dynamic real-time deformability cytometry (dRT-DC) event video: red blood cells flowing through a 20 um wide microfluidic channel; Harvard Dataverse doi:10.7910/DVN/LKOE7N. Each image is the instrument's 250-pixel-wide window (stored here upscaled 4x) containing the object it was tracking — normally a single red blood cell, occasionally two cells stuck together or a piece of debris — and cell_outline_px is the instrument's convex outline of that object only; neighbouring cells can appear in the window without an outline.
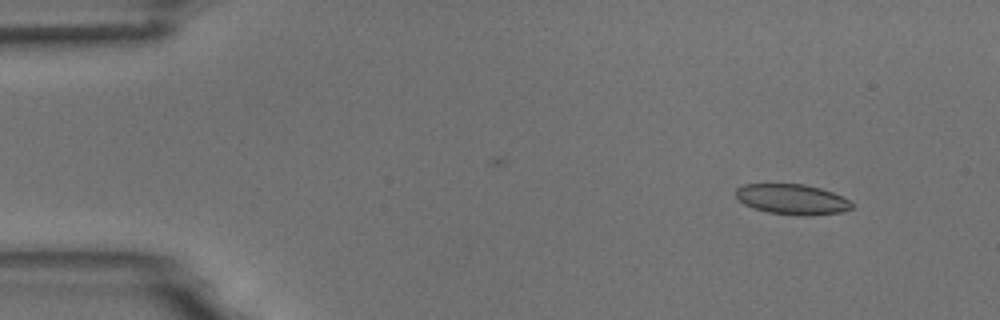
{"species": "common noctule bat (a hibernating species)", "species_latin": "Nyctalus noctula", "temperature_condition": "room temperature", "stored_images_in_passage": 43, "camera_frame_rate_fps": 3000, "um_per_image_px": 0.085, "animal": {"sex": "male", "body_mass_g": 18.8}, "frame": {"image": 1, "passage_image": 5, "time_ms": 1.333, "image_size_px": [1000, 320], "cell_outline_px": [[852, 208], [840, 212], [804, 216], [768, 212], [744, 204], [736, 200], [736, 188], [744, 184], [804, 184], [820, 188], [832, 192], [848, 200], [852, 204]], "centroid_in_image_um": [67.29, 16.93], "position_along_channel_um": 17.7, "area_um2": 20.29}}
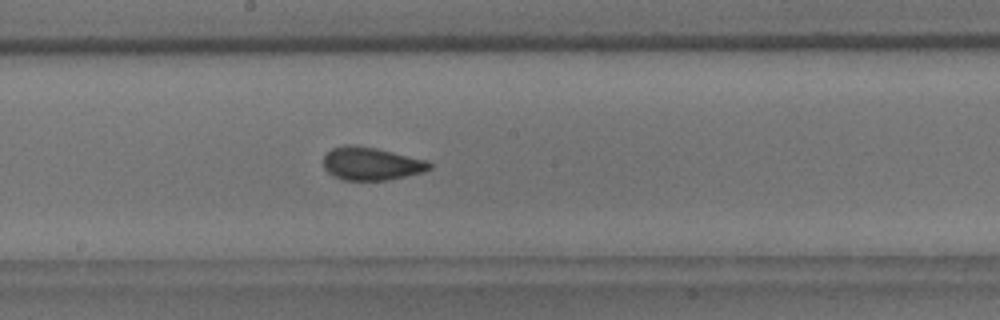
{"frame": {"image": 2, "passage_image": 29, "time_ms": 9.333, "image_size_px": [1000, 320], "cell_outline_px": [[432, 168], [424, 172], [388, 180], [344, 180], [332, 176], [324, 168], [324, 156], [332, 148], [344, 144], [352, 144], [376, 148], [428, 160], [432, 164]], "centroid_in_image_um": [31.57, 13.91], "position_along_channel_um": 216.6, "area_um2": 20.58}}
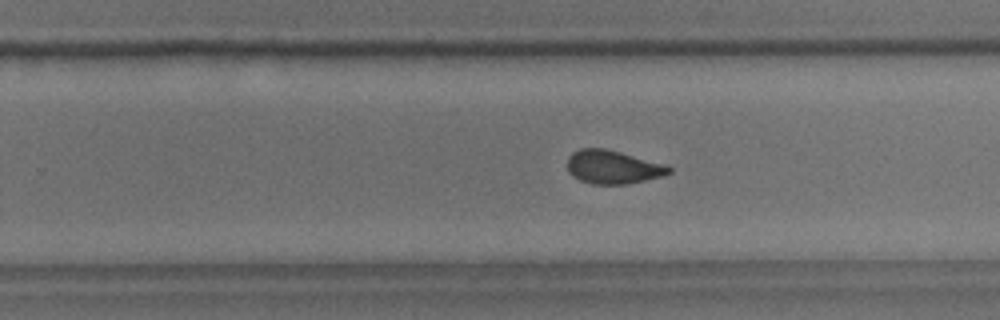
{"frame": {"image": 3, "passage_image": 34, "time_ms": 11.0, "image_size_px": [1000, 320], "cell_outline_px": [[672, 172], [660, 176], [628, 184], [592, 184], [580, 180], [572, 176], [568, 172], [568, 156], [572, 152], [580, 148], [604, 148], [620, 152], [660, 164], [672, 168]], "centroid_in_image_um": [52.01, 14.2], "position_along_channel_um": 277.8, "area_um2": 19.48}, "authors_computed_cell_mechanics": {"area_um2": 20.5768, "velocity_mm_per_s": 3.6739, "shape_relaxation_time_tau1_ms": 3.7269, "shape_relaxation_time_tau2_ms": 1.3549, "deformation_change_tau1": 0.1133, "deformation_change_tau2": 0.0669}}